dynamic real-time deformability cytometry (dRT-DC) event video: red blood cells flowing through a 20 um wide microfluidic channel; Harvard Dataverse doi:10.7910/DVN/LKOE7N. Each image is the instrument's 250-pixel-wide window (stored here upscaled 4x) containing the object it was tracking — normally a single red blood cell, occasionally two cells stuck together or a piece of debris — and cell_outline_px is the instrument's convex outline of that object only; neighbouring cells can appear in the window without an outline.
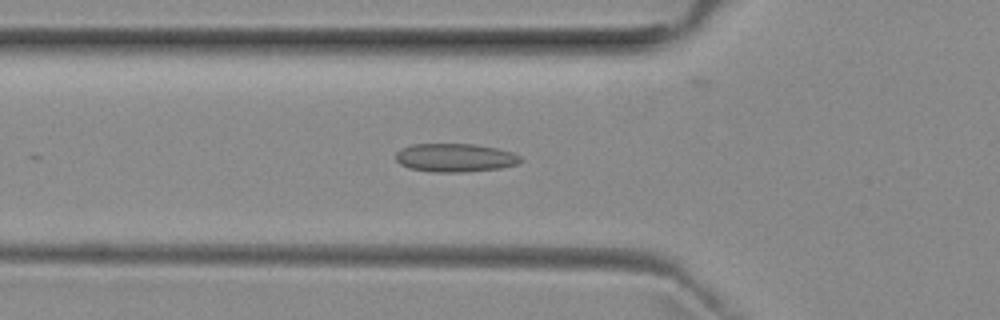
{"species": "common noctule bat (a hibernating species)", "species_latin": "Nyctalus noctula", "temperature_condition": "room temperature", "stored_images_in_passage": 24, "camera_frame_rate_fps": 3000, "um_per_image_px": 0.085, "animal": {"sex": "female", "body_mass_g": 29.2, "forearm_length_mm": 56.3}, "frame": {"image": 1, "passage_image": 17, "time_ms": 5.333, "image_size_px": [1000, 320], "cell_outline_px": [[524, 160], [520, 164], [500, 168], [464, 172], [432, 172], [408, 168], [400, 164], [396, 160], [396, 152], [400, 148], [412, 144], [476, 144], [496, 148], [512, 152], [520, 156]], "centroid_in_image_um": [38.69, 13.41], "position_along_channel_um": 87.1, "area_um2": 20.92}}
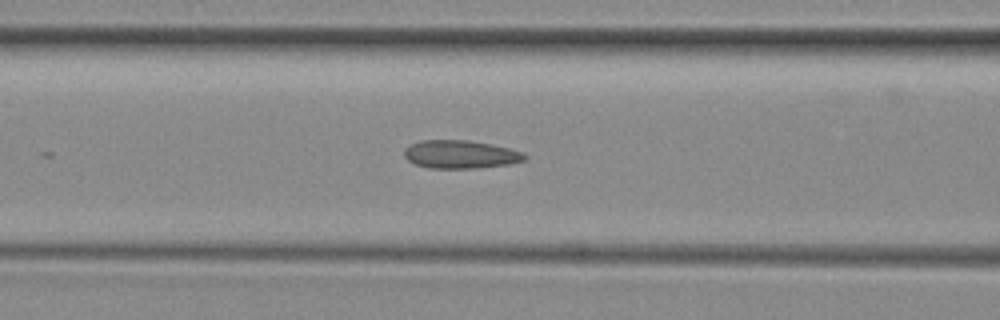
{"frame": {"image": 2, "passage_image": 20, "time_ms": 6.333, "image_size_px": [1000, 320], "cell_outline_px": [[528, 156], [524, 160], [508, 164], [476, 168], [428, 168], [416, 164], [408, 160], [404, 156], [404, 148], [408, 144], [420, 140], [468, 140], [508, 148], [524, 152]], "centroid_in_image_um": [39.1, 13.11], "position_along_channel_um": 127.5, "area_um2": 19.77}}
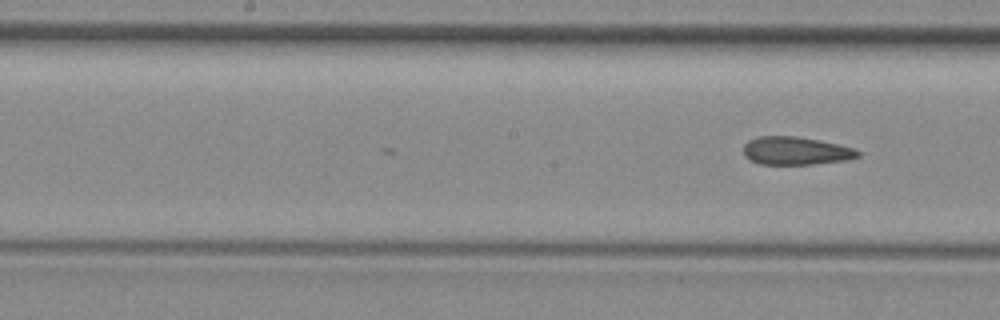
{"frame": {"image": 3, "passage_image": 24, "time_ms": 7.667, "image_size_px": [1000, 320], "cell_outline_px": [[860, 156], [848, 160], [812, 164], [760, 164], [744, 156], [744, 144], [748, 140], [756, 136], [796, 136], [856, 148], [860, 152]], "centroid_in_image_um": [67.64, 12.82], "position_along_channel_um": 180.6, "area_um2": 18.67}}